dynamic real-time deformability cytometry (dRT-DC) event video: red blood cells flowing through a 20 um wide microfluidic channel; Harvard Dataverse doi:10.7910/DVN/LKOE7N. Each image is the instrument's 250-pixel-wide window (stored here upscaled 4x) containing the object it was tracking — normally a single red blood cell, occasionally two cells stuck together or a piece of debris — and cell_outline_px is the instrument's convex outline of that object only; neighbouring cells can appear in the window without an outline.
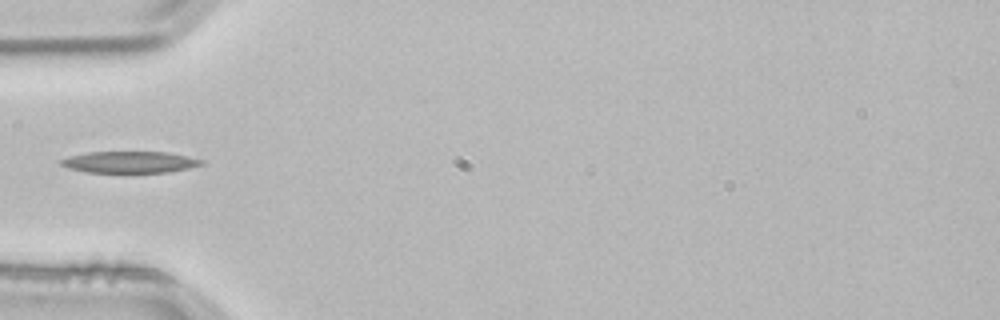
{"species": "common noctule bat (a hibernating species)", "species_latin": "Nyctalus noctula", "temperature_condition": "room temperature", "stored_images_in_passage": 2, "camera_frame_rate_fps": 3000, "um_per_image_px": 0.085, "animal": {"sex": "male", "body_mass_g": 21.5, "forearm_length_mm": 52.0}, "frame": {"image": 1, "passage_image": 2, "time_ms": 0.333, "image_size_px": [1000, 320], "cell_outline_px": [[204, 164], [188, 168], [168, 172], [84, 172], [68, 168], [60, 164], [60, 160], [68, 156], [88, 152], [168, 152], [204, 160]], "centroid_in_image_um": [11.01, 13.77], "position_along_channel_um": 74.0, "area_um2": 17.57}}